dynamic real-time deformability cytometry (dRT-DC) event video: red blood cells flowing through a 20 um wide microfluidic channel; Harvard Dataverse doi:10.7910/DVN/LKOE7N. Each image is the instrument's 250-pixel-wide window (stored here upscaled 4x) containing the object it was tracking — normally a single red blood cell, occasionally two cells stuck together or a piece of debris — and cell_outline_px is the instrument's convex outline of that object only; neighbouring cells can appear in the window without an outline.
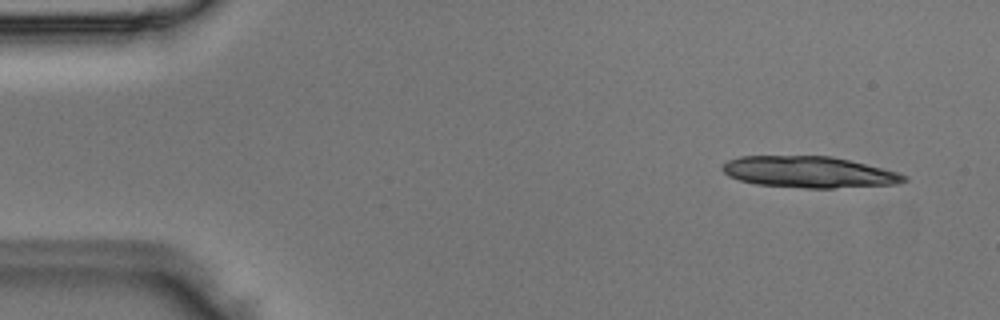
{"species": "Egyptian fruit bat (a non-hibernating species)", "species_latin": "Rousettus aegyptiacus", "temperature_condition": "room temperature", "stored_images_in_passage": 3, "camera_frame_rate_fps": 3000, "um_per_image_px": 0.085, "animal": {"sex": "male"}, "frame": {"image": 1, "passage_image": 1, "time_ms": 0.0, "image_size_px": [1000, 320], "cell_outline_px": [[908, 180], [900, 184], [832, 188], [804, 188], [756, 184], [740, 180], [728, 176], [720, 168], [720, 164], [728, 160], [740, 156], [832, 156], [896, 172], [908, 176]], "centroid_in_image_um": [68.73, 14.63], "position_along_channel_um": 16.3, "area_um2": 33.18}}